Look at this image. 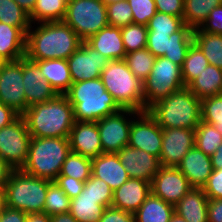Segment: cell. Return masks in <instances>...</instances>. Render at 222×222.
<instances>
[{
    "label": "cell",
    "mask_w": 222,
    "mask_h": 222,
    "mask_svg": "<svg viewBox=\"0 0 222 222\" xmlns=\"http://www.w3.org/2000/svg\"><path fill=\"white\" fill-rule=\"evenodd\" d=\"M7 208L5 187H0V214Z\"/></svg>",
    "instance_id": "60"
},
{
    "label": "cell",
    "mask_w": 222,
    "mask_h": 222,
    "mask_svg": "<svg viewBox=\"0 0 222 222\" xmlns=\"http://www.w3.org/2000/svg\"><path fill=\"white\" fill-rule=\"evenodd\" d=\"M49 222H78V221L69 212V213L54 214L50 217Z\"/></svg>",
    "instance_id": "58"
},
{
    "label": "cell",
    "mask_w": 222,
    "mask_h": 222,
    "mask_svg": "<svg viewBox=\"0 0 222 222\" xmlns=\"http://www.w3.org/2000/svg\"><path fill=\"white\" fill-rule=\"evenodd\" d=\"M91 162L92 175L107 183L113 191L130 178L117 153H102Z\"/></svg>",
    "instance_id": "22"
},
{
    "label": "cell",
    "mask_w": 222,
    "mask_h": 222,
    "mask_svg": "<svg viewBox=\"0 0 222 222\" xmlns=\"http://www.w3.org/2000/svg\"><path fill=\"white\" fill-rule=\"evenodd\" d=\"M132 120L128 146L144 150L160 158L163 133L156 119L147 111L139 112Z\"/></svg>",
    "instance_id": "13"
},
{
    "label": "cell",
    "mask_w": 222,
    "mask_h": 222,
    "mask_svg": "<svg viewBox=\"0 0 222 222\" xmlns=\"http://www.w3.org/2000/svg\"><path fill=\"white\" fill-rule=\"evenodd\" d=\"M110 60L92 48L86 41L67 59L73 83L100 78Z\"/></svg>",
    "instance_id": "14"
},
{
    "label": "cell",
    "mask_w": 222,
    "mask_h": 222,
    "mask_svg": "<svg viewBox=\"0 0 222 222\" xmlns=\"http://www.w3.org/2000/svg\"><path fill=\"white\" fill-rule=\"evenodd\" d=\"M124 60L134 76L144 82L153 68L156 57L147 48H143L126 54Z\"/></svg>",
    "instance_id": "34"
},
{
    "label": "cell",
    "mask_w": 222,
    "mask_h": 222,
    "mask_svg": "<svg viewBox=\"0 0 222 222\" xmlns=\"http://www.w3.org/2000/svg\"><path fill=\"white\" fill-rule=\"evenodd\" d=\"M25 218V212L9 207L0 214V222H25Z\"/></svg>",
    "instance_id": "53"
},
{
    "label": "cell",
    "mask_w": 222,
    "mask_h": 222,
    "mask_svg": "<svg viewBox=\"0 0 222 222\" xmlns=\"http://www.w3.org/2000/svg\"><path fill=\"white\" fill-rule=\"evenodd\" d=\"M106 207L92 195H83V191L71 199L70 213L78 222H98Z\"/></svg>",
    "instance_id": "29"
},
{
    "label": "cell",
    "mask_w": 222,
    "mask_h": 222,
    "mask_svg": "<svg viewBox=\"0 0 222 222\" xmlns=\"http://www.w3.org/2000/svg\"><path fill=\"white\" fill-rule=\"evenodd\" d=\"M0 103L19 115L28 108L23 86V58L0 64Z\"/></svg>",
    "instance_id": "12"
},
{
    "label": "cell",
    "mask_w": 222,
    "mask_h": 222,
    "mask_svg": "<svg viewBox=\"0 0 222 222\" xmlns=\"http://www.w3.org/2000/svg\"><path fill=\"white\" fill-rule=\"evenodd\" d=\"M32 137H69L74 125L73 106L65 94L28 107L22 114Z\"/></svg>",
    "instance_id": "2"
},
{
    "label": "cell",
    "mask_w": 222,
    "mask_h": 222,
    "mask_svg": "<svg viewBox=\"0 0 222 222\" xmlns=\"http://www.w3.org/2000/svg\"><path fill=\"white\" fill-rule=\"evenodd\" d=\"M161 167H177L188 151L195 146V130L185 128L162 129Z\"/></svg>",
    "instance_id": "16"
},
{
    "label": "cell",
    "mask_w": 222,
    "mask_h": 222,
    "mask_svg": "<svg viewBox=\"0 0 222 222\" xmlns=\"http://www.w3.org/2000/svg\"><path fill=\"white\" fill-rule=\"evenodd\" d=\"M65 95L73 106L75 121L97 122L122 109L101 78L72 83Z\"/></svg>",
    "instance_id": "3"
},
{
    "label": "cell",
    "mask_w": 222,
    "mask_h": 222,
    "mask_svg": "<svg viewBox=\"0 0 222 222\" xmlns=\"http://www.w3.org/2000/svg\"><path fill=\"white\" fill-rule=\"evenodd\" d=\"M209 65L208 59L201 49L193 43L188 49L182 69V78L185 86L202 73Z\"/></svg>",
    "instance_id": "35"
},
{
    "label": "cell",
    "mask_w": 222,
    "mask_h": 222,
    "mask_svg": "<svg viewBox=\"0 0 222 222\" xmlns=\"http://www.w3.org/2000/svg\"><path fill=\"white\" fill-rule=\"evenodd\" d=\"M34 61L45 75V79L57 94H65L73 81L66 59L31 60Z\"/></svg>",
    "instance_id": "26"
},
{
    "label": "cell",
    "mask_w": 222,
    "mask_h": 222,
    "mask_svg": "<svg viewBox=\"0 0 222 222\" xmlns=\"http://www.w3.org/2000/svg\"><path fill=\"white\" fill-rule=\"evenodd\" d=\"M14 168L0 157V187H5Z\"/></svg>",
    "instance_id": "55"
},
{
    "label": "cell",
    "mask_w": 222,
    "mask_h": 222,
    "mask_svg": "<svg viewBox=\"0 0 222 222\" xmlns=\"http://www.w3.org/2000/svg\"><path fill=\"white\" fill-rule=\"evenodd\" d=\"M213 170L222 169V143L218 149L210 156Z\"/></svg>",
    "instance_id": "57"
},
{
    "label": "cell",
    "mask_w": 222,
    "mask_h": 222,
    "mask_svg": "<svg viewBox=\"0 0 222 222\" xmlns=\"http://www.w3.org/2000/svg\"><path fill=\"white\" fill-rule=\"evenodd\" d=\"M98 222H135L134 213L114 207H106Z\"/></svg>",
    "instance_id": "51"
},
{
    "label": "cell",
    "mask_w": 222,
    "mask_h": 222,
    "mask_svg": "<svg viewBox=\"0 0 222 222\" xmlns=\"http://www.w3.org/2000/svg\"><path fill=\"white\" fill-rule=\"evenodd\" d=\"M130 178L152 182L160 166L159 159L144 150L124 146L117 152Z\"/></svg>",
    "instance_id": "17"
},
{
    "label": "cell",
    "mask_w": 222,
    "mask_h": 222,
    "mask_svg": "<svg viewBox=\"0 0 222 222\" xmlns=\"http://www.w3.org/2000/svg\"><path fill=\"white\" fill-rule=\"evenodd\" d=\"M177 168L186 176L190 185L203 188L212 174L211 158L196 146L183 157Z\"/></svg>",
    "instance_id": "21"
},
{
    "label": "cell",
    "mask_w": 222,
    "mask_h": 222,
    "mask_svg": "<svg viewBox=\"0 0 222 222\" xmlns=\"http://www.w3.org/2000/svg\"><path fill=\"white\" fill-rule=\"evenodd\" d=\"M150 194V182L129 178L113 192L111 206L123 211L135 213Z\"/></svg>",
    "instance_id": "20"
},
{
    "label": "cell",
    "mask_w": 222,
    "mask_h": 222,
    "mask_svg": "<svg viewBox=\"0 0 222 222\" xmlns=\"http://www.w3.org/2000/svg\"><path fill=\"white\" fill-rule=\"evenodd\" d=\"M170 34L148 33L147 49L155 56L162 57L169 54Z\"/></svg>",
    "instance_id": "46"
},
{
    "label": "cell",
    "mask_w": 222,
    "mask_h": 222,
    "mask_svg": "<svg viewBox=\"0 0 222 222\" xmlns=\"http://www.w3.org/2000/svg\"><path fill=\"white\" fill-rule=\"evenodd\" d=\"M192 188L177 167H160L151 182V192L173 206Z\"/></svg>",
    "instance_id": "15"
},
{
    "label": "cell",
    "mask_w": 222,
    "mask_h": 222,
    "mask_svg": "<svg viewBox=\"0 0 222 222\" xmlns=\"http://www.w3.org/2000/svg\"><path fill=\"white\" fill-rule=\"evenodd\" d=\"M148 112L162 129L185 128L195 130L201 120V99L187 87L173 92L152 105Z\"/></svg>",
    "instance_id": "4"
},
{
    "label": "cell",
    "mask_w": 222,
    "mask_h": 222,
    "mask_svg": "<svg viewBox=\"0 0 222 222\" xmlns=\"http://www.w3.org/2000/svg\"><path fill=\"white\" fill-rule=\"evenodd\" d=\"M100 78L106 91L122 109L147 111L144 108L143 82L134 76L124 59L109 61Z\"/></svg>",
    "instance_id": "6"
},
{
    "label": "cell",
    "mask_w": 222,
    "mask_h": 222,
    "mask_svg": "<svg viewBox=\"0 0 222 222\" xmlns=\"http://www.w3.org/2000/svg\"><path fill=\"white\" fill-rule=\"evenodd\" d=\"M50 217L44 212H35L26 214L25 222H49Z\"/></svg>",
    "instance_id": "56"
},
{
    "label": "cell",
    "mask_w": 222,
    "mask_h": 222,
    "mask_svg": "<svg viewBox=\"0 0 222 222\" xmlns=\"http://www.w3.org/2000/svg\"><path fill=\"white\" fill-rule=\"evenodd\" d=\"M157 12L180 17L183 20L184 0H154Z\"/></svg>",
    "instance_id": "50"
},
{
    "label": "cell",
    "mask_w": 222,
    "mask_h": 222,
    "mask_svg": "<svg viewBox=\"0 0 222 222\" xmlns=\"http://www.w3.org/2000/svg\"><path fill=\"white\" fill-rule=\"evenodd\" d=\"M19 116L12 108L0 103V129L13 122Z\"/></svg>",
    "instance_id": "54"
},
{
    "label": "cell",
    "mask_w": 222,
    "mask_h": 222,
    "mask_svg": "<svg viewBox=\"0 0 222 222\" xmlns=\"http://www.w3.org/2000/svg\"><path fill=\"white\" fill-rule=\"evenodd\" d=\"M133 13V23L147 26L157 12L154 0H128Z\"/></svg>",
    "instance_id": "45"
},
{
    "label": "cell",
    "mask_w": 222,
    "mask_h": 222,
    "mask_svg": "<svg viewBox=\"0 0 222 222\" xmlns=\"http://www.w3.org/2000/svg\"><path fill=\"white\" fill-rule=\"evenodd\" d=\"M169 222H187V221L177 213H174Z\"/></svg>",
    "instance_id": "61"
},
{
    "label": "cell",
    "mask_w": 222,
    "mask_h": 222,
    "mask_svg": "<svg viewBox=\"0 0 222 222\" xmlns=\"http://www.w3.org/2000/svg\"><path fill=\"white\" fill-rule=\"evenodd\" d=\"M59 175L73 177L85 182L92 175V162L90 158L70 152L63 162Z\"/></svg>",
    "instance_id": "37"
},
{
    "label": "cell",
    "mask_w": 222,
    "mask_h": 222,
    "mask_svg": "<svg viewBox=\"0 0 222 222\" xmlns=\"http://www.w3.org/2000/svg\"><path fill=\"white\" fill-rule=\"evenodd\" d=\"M208 222H222V199H209Z\"/></svg>",
    "instance_id": "52"
},
{
    "label": "cell",
    "mask_w": 222,
    "mask_h": 222,
    "mask_svg": "<svg viewBox=\"0 0 222 222\" xmlns=\"http://www.w3.org/2000/svg\"><path fill=\"white\" fill-rule=\"evenodd\" d=\"M31 138L24 118L19 115L0 129V157L14 169H21L27 160Z\"/></svg>",
    "instance_id": "10"
},
{
    "label": "cell",
    "mask_w": 222,
    "mask_h": 222,
    "mask_svg": "<svg viewBox=\"0 0 222 222\" xmlns=\"http://www.w3.org/2000/svg\"><path fill=\"white\" fill-rule=\"evenodd\" d=\"M108 60H123L126 50L122 41L121 28L106 26L86 41Z\"/></svg>",
    "instance_id": "23"
},
{
    "label": "cell",
    "mask_w": 222,
    "mask_h": 222,
    "mask_svg": "<svg viewBox=\"0 0 222 222\" xmlns=\"http://www.w3.org/2000/svg\"><path fill=\"white\" fill-rule=\"evenodd\" d=\"M68 0H36L33 11L29 14L31 23L63 21Z\"/></svg>",
    "instance_id": "32"
},
{
    "label": "cell",
    "mask_w": 222,
    "mask_h": 222,
    "mask_svg": "<svg viewBox=\"0 0 222 222\" xmlns=\"http://www.w3.org/2000/svg\"><path fill=\"white\" fill-rule=\"evenodd\" d=\"M203 190L208 199H222V169L212 171Z\"/></svg>",
    "instance_id": "48"
},
{
    "label": "cell",
    "mask_w": 222,
    "mask_h": 222,
    "mask_svg": "<svg viewBox=\"0 0 222 222\" xmlns=\"http://www.w3.org/2000/svg\"><path fill=\"white\" fill-rule=\"evenodd\" d=\"M222 143V134L203 121L195 129V146L211 156Z\"/></svg>",
    "instance_id": "38"
},
{
    "label": "cell",
    "mask_w": 222,
    "mask_h": 222,
    "mask_svg": "<svg viewBox=\"0 0 222 222\" xmlns=\"http://www.w3.org/2000/svg\"><path fill=\"white\" fill-rule=\"evenodd\" d=\"M106 5L111 3L119 2V1H128V0H102Z\"/></svg>",
    "instance_id": "62"
},
{
    "label": "cell",
    "mask_w": 222,
    "mask_h": 222,
    "mask_svg": "<svg viewBox=\"0 0 222 222\" xmlns=\"http://www.w3.org/2000/svg\"><path fill=\"white\" fill-rule=\"evenodd\" d=\"M113 192L107 183L93 175L85 181L83 188V195H92L105 207H111Z\"/></svg>",
    "instance_id": "44"
},
{
    "label": "cell",
    "mask_w": 222,
    "mask_h": 222,
    "mask_svg": "<svg viewBox=\"0 0 222 222\" xmlns=\"http://www.w3.org/2000/svg\"><path fill=\"white\" fill-rule=\"evenodd\" d=\"M54 182L70 199L77 197L83 191L85 184V182L64 175H58Z\"/></svg>",
    "instance_id": "47"
},
{
    "label": "cell",
    "mask_w": 222,
    "mask_h": 222,
    "mask_svg": "<svg viewBox=\"0 0 222 222\" xmlns=\"http://www.w3.org/2000/svg\"><path fill=\"white\" fill-rule=\"evenodd\" d=\"M186 87L199 99L222 94V69L209 64Z\"/></svg>",
    "instance_id": "27"
},
{
    "label": "cell",
    "mask_w": 222,
    "mask_h": 222,
    "mask_svg": "<svg viewBox=\"0 0 222 222\" xmlns=\"http://www.w3.org/2000/svg\"><path fill=\"white\" fill-rule=\"evenodd\" d=\"M138 113L132 109H121L96 122L103 153H117L128 145L132 120Z\"/></svg>",
    "instance_id": "11"
},
{
    "label": "cell",
    "mask_w": 222,
    "mask_h": 222,
    "mask_svg": "<svg viewBox=\"0 0 222 222\" xmlns=\"http://www.w3.org/2000/svg\"><path fill=\"white\" fill-rule=\"evenodd\" d=\"M52 182L14 169L5 185L7 207L22 212H43L47 188Z\"/></svg>",
    "instance_id": "7"
},
{
    "label": "cell",
    "mask_w": 222,
    "mask_h": 222,
    "mask_svg": "<svg viewBox=\"0 0 222 222\" xmlns=\"http://www.w3.org/2000/svg\"><path fill=\"white\" fill-rule=\"evenodd\" d=\"M109 26L119 28L133 24V13L127 1H119L106 5Z\"/></svg>",
    "instance_id": "43"
},
{
    "label": "cell",
    "mask_w": 222,
    "mask_h": 222,
    "mask_svg": "<svg viewBox=\"0 0 222 222\" xmlns=\"http://www.w3.org/2000/svg\"><path fill=\"white\" fill-rule=\"evenodd\" d=\"M70 152L69 137H32L27 160L21 170L54 182Z\"/></svg>",
    "instance_id": "5"
},
{
    "label": "cell",
    "mask_w": 222,
    "mask_h": 222,
    "mask_svg": "<svg viewBox=\"0 0 222 222\" xmlns=\"http://www.w3.org/2000/svg\"><path fill=\"white\" fill-rule=\"evenodd\" d=\"M36 24L33 28L31 23L26 34L25 57L29 60H67L83 42L64 21Z\"/></svg>",
    "instance_id": "1"
},
{
    "label": "cell",
    "mask_w": 222,
    "mask_h": 222,
    "mask_svg": "<svg viewBox=\"0 0 222 222\" xmlns=\"http://www.w3.org/2000/svg\"><path fill=\"white\" fill-rule=\"evenodd\" d=\"M174 213L173 205L151 192L134 216L135 222H169Z\"/></svg>",
    "instance_id": "28"
},
{
    "label": "cell",
    "mask_w": 222,
    "mask_h": 222,
    "mask_svg": "<svg viewBox=\"0 0 222 222\" xmlns=\"http://www.w3.org/2000/svg\"><path fill=\"white\" fill-rule=\"evenodd\" d=\"M23 86L27 107L44 103L57 95L39 66L26 57H23Z\"/></svg>",
    "instance_id": "18"
},
{
    "label": "cell",
    "mask_w": 222,
    "mask_h": 222,
    "mask_svg": "<svg viewBox=\"0 0 222 222\" xmlns=\"http://www.w3.org/2000/svg\"><path fill=\"white\" fill-rule=\"evenodd\" d=\"M122 41L126 54L147 47V26L130 24L121 28Z\"/></svg>",
    "instance_id": "40"
},
{
    "label": "cell",
    "mask_w": 222,
    "mask_h": 222,
    "mask_svg": "<svg viewBox=\"0 0 222 222\" xmlns=\"http://www.w3.org/2000/svg\"><path fill=\"white\" fill-rule=\"evenodd\" d=\"M26 33L19 27L0 22V58L14 61L25 57Z\"/></svg>",
    "instance_id": "25"
},
{
    "label": "cell",
    "mask_w": 222,
    "mask_h": 222,
    "mask_svg": "<svg viewBox=\"0 0 222 222\" xmlns=\"http://www.w3.org/2000/svg\"><path fill=\"white\" fill-rule=\"evenodd\" d=\"M193 40L206 56L209 64L222 69V34L203 32L197 28L193 30Z\"/></svg>",
    "instance_id": "30"
},
{
    "label": "cell",
    "mask_w": 222,
    "mask_h": 222,
    "mask_svg": "<svg viewBox=\"0 0 222 222\" xmlns=\"http://www.w3.org/2000/svg\"><path fill=\"white\" fill-rule=\"evenodd\" d=\"M203 32L222 34V4L215 7L207 17L206 21L201 25Z\"/></svg>",
    "instance_id": "49"
},
{
    "label": "cell",
    "mask_w": 222,
    "mask_h": 222,
    "mask_svg": "<svg viewBox=\"0 0 222 222\" xmlns=\"http://www.w3.org/2000/svg\"><path fill=\"white\" fill-rule=\"evenodd\" d=\"M63 21L87 41L108 26L106 4L102 0H68Z\"/></svg>",
    "instance_id": "9"
},
{
    "label": "cell",
    "mask_w": 222,
    "mask_h": 222,
    "mask_svg": "<svg viewBox=\"0 0 222 222\" xmlns=\"http://www.w3.org/2000/svg\"><path fill=\"white\" fill-rule=\"evenodd\" d=\"M208 201L203 188L193 187L174 206L175 213L187 222H208Z\"/></svg>",
    "instance_id": "24"
},
{
    "label": "cell",
    "mask_w": 222,
    "mask_h": 222,
    "mask_svg": "<svg viewBox=\"0 0 222 222\" xmlns=\"http://www.w3.org/2000/svg\"><path fill=\"white\" fill-rule=\"evenodd\" d=\"M221 4L222 0H184V24L193 30L200 28L209 13Z\"/></svg>",
    "instance_id": "31"
},
{
    "label": "cell",
    "mask_w": 222,
    "mask_h": 222,
    "mask_svg": "<svg viewBox=\"0 0 222 222\" xmlns=\"http://www.w3.org/2000/svg\"><path fill=\"white\" fill-rule=\"evenodd\" d=\"M71 152L93 159L103 153L96 122L75 121L69 135Z\"/></svg>",
    "instance_id": "19"
},
{
    "label": "cell",
    "mask_w": 222,
    "mask_h": 222,
    "mask_svg": "<svg viewBox=\"0 0 222 222\" xmlns=\"http://www.w3.org/2000/svg\"><path fill=\"white\" fill-rule=\"evenodd\" d=\"M184 25L180 17L156 12L147 24L148 33L172 34Z\"/></svg>",
    "instance_id": "42"
},
{
    "label": "cell",
    "mask_w": 222,
    "mask_h": 222,
    "mask_svg": "<svg viewBox=\"0 0 222 222\" xmlns=\"http://www.w3.org/2000/svg\"><path fill=\"white\" fill-rule=\"evenodd\" d=\"M70 204L71 199L55 182H52L47 188L43 212L47 213L49 216L60 213H69Z\"/></svg>",
    "instance_id": "39"
},
{
    "label": "cell",
    "mask_w": 222,
    "mask_h": 222,
    "mask_svg": "<svg viewBox=\"0 0 222 222\" xmlns=\"http://www.w3.org/2000/svg\"><path fill=\"white\" fill-rule=\"evenodd\" d=\"M0 22L19 27L26 34L31 26L29 14L14 0H0Z\"/></svg>",
    "instance_id": "36"
},
{
    "label": "cell",
    "mask_w": 222,
    "mask_h": 222,
    "mask_svg": "<svg viewBox=\"0 0 222 222\" xmlns=\"http://www.w3.org/2000/svg\"><path fill=\"white\" fill-rule=\"evenodd\" d=\"M24 11L30 14L36 4V0H14Z\"/></svg>",
    "instance_id": "59"
},
{
    "label": "cell",
    "mask_w": 222,
    "mask_h": 222,
    "mask_svg": "<svg viewBox=\"0 0 222 222\" xmlns=\"http://www.w3.org/2000/svg\"><path fill=\"white\" fill-rule=\"evenodd\" d=\"M186 87L181 66L166 57H156L153 68L143 82L144 108L148 110L156 102Z\"/></svg>",
    "instance_id": "8"
},
{
    "label": "cell",
    "mask_w": 222,
    "mask_h": 222,
    "mask_svg": "<svg viewBox=\"0 0 222 222\" xmlns=\"http://www.w3.org/2000/svg\"><path fill=\"white\" fill-rule=\"evenodd\" d=\"M169 38V54H164L163 57L182 67L188 49L194 43L193 29L184 24L178 31L172 33Z\"/></svg>",
    "instance_id": "33"
},
{
    "label": "cell",
    "mask_w": 222,
    "mask_h": 222,
    "mask_svg": "<svg viewBox=\"0 0 222 222\" xmlns=\"http://www.w3.org/2000/svg\"><path fill=\"white\" fill-rule=\"evenodd\" d=\"M201 120L222 134V94L201 99Z\"/></svg>",
    "instance_id": "41"
}]
</instances>
